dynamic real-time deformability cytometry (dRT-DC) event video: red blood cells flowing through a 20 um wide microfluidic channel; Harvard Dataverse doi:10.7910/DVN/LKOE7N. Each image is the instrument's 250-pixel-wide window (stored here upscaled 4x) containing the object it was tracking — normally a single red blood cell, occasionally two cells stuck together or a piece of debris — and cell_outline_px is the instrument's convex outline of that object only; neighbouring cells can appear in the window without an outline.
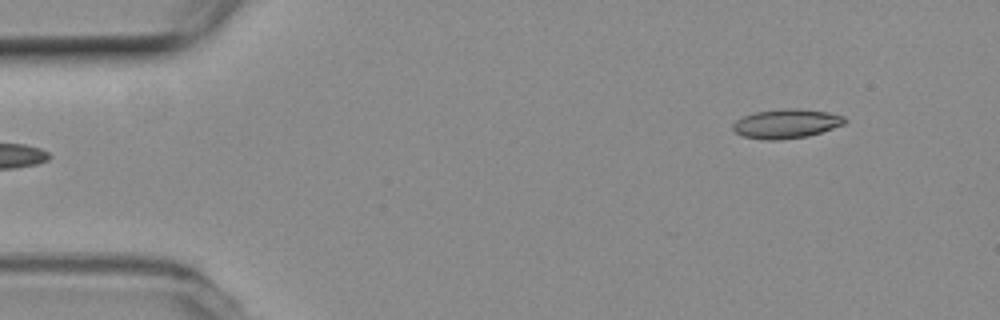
{"species": "common noctule bat (a hibernating species)", "species_latin": "Nyctalus noctula", "temperature_condition": "room temperature", "stored_images_in_passage": 35, "camera_frame_rate_fps": 3000, "um_per_image_px": 0.085, "animal": {"sex": "female", "body_mass_g": 19.3, "forearm_length_mm": 54.1}, "frame": {"image": 1, "passage_image": 1, "time_ms": 0.0, "image_size_px": [1000, 320], "cell_outline_px": [[848, 120], [844, 124], [808, 136], [780, 140], [764, 140], [744, 136], [736, 132], [732, 128], [732, 124], [736, 120], [744, 116], [756, 112], [792, 108], [828, 112], [844, 116]], "centroid_in_image_um": [66.84, 10.52], "position_along_channel_um": 18.2, "area_um2": 18.84}}
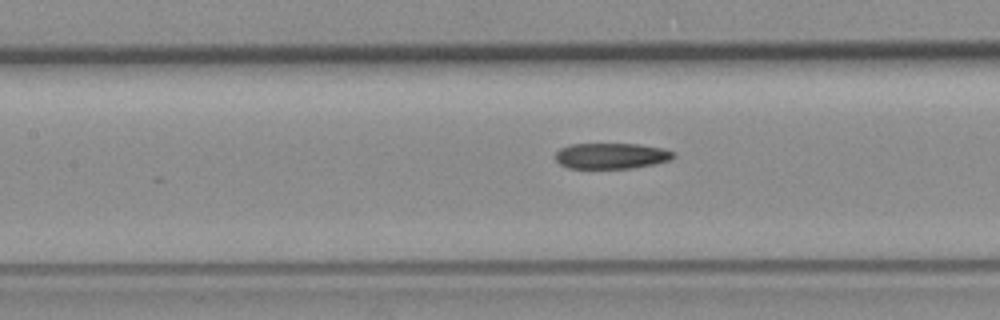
{"frame": {"image": 2, "passage_image": 19, "time_ms": 6.0, "image_size_px": [1000, 320], "cell_outline_px": [[676, 156], [668, 160], [656, 164], [632, 168], [568, 168], [560, 164], [556, 160], [556, 152], [560, 148], [572, 144], [640, 144], [664, 148], [676, 152]], "centroid_in_image_um": [52.0, 13.24], "position_along_channel_um": 155.4, "area_um2": 17.86}}
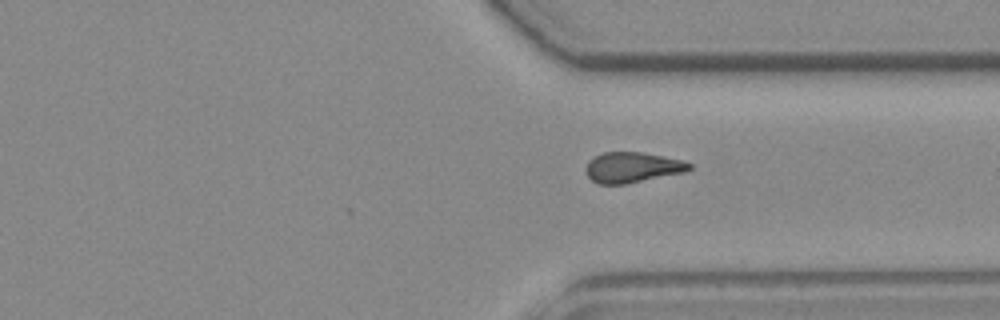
{"frame": {"image": 3, "passage_image": 35, "time_ms": 11.333, "image_size_px": [1000, 320], "cell_outline_px": [[692, 168], [688, 172], [624, 184], [596, 184], [588, 176], [584, 168], [588, 160], [604, 152], [640, 152], [680, 160], [692, 164]], "centroid_in_image_um": [53.73, 14.24], "position_along_channel_um": 357.7, "area_um2": 18.38}}